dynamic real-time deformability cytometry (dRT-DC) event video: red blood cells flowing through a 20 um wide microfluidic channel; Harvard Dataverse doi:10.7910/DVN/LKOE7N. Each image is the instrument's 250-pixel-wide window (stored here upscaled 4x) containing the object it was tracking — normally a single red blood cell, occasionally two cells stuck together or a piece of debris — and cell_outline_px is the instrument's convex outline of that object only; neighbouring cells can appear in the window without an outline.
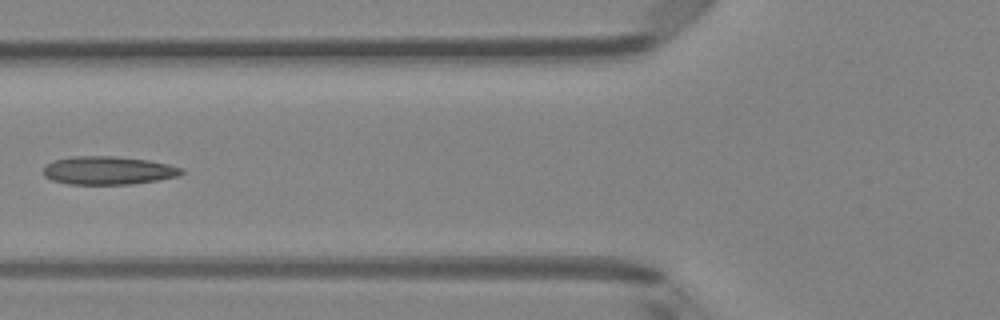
{"species": "Egyptian fruit bat (a non-hibernating species)", "species_latin": "Rousettus aegyptiacus", "temperature_condition": "room temperature", "stored_images_in_passage": 5, "camera_frame_rate_fps": 3000, "um_per_image_px": 0.085, "animal": {"sex": "female"}, "frame": {"image": 1, "passage_image": 4, "time_ms": 1.0, "image_size_px": [1000, 320], "cell_outline_px": [[184, 172], [180, 176], [132, 184], [68, 184], [52, 180], [44, 176], [44, 168], [48, 164], [56, 160], [72, 156], [112, 156], [148, 160], [168, 164], [184, 168]], "centroid_in_image_um": [9.23, 14.49], "position_along_channel_um": 116.6, "area_um2": 22.66}}
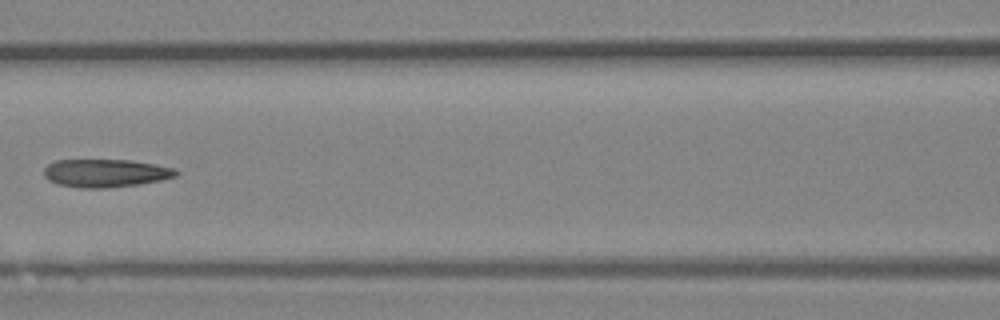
{"frame": {"image": 2, "passage_image": 5, "time_ms": 1.333, "image_size_px": [1000, 320], "cell_outline_px": [[180, 172], [176, 176], [160, 180], [140, 184], [104, 188], [80, 188], [56, 184], [48, 180], [44, 176], [44, 168], [48, 164], [56, 160], [128, 160], [156, 164], [176, 168]], "centroid_in_image_um": [8.97, 14.71], "position_along_channel_um": 157.6, "area_um2": 21.73}}